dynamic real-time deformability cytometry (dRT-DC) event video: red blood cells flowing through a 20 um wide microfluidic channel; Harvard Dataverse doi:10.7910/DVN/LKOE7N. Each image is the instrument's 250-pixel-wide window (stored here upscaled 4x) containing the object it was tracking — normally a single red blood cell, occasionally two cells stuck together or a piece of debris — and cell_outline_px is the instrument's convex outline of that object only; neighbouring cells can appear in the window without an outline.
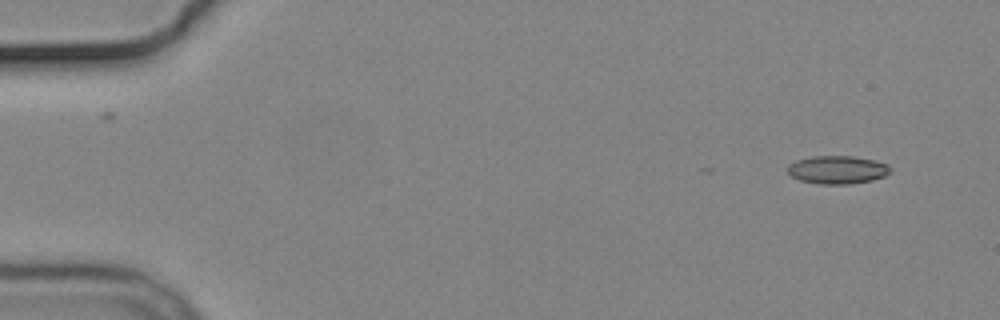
{"species": "common noctule bat (a hibernating species)", "species_latin": "Nyctalus noctula", "temperature_condition": "cold", "stored_images_in_passage": 4, "camera_frame_rate_fps": 3000, "um_per_image_px": 0.085, "animal": {"sex": "male", "body_mass_g": 19.2, "forearm_length_mm": 51.8}, "frame": {"image": 1, "passage_image": 1, "time_ms": 0.0, "image_size_px": [1000, 320], "cell_outline_px": [[892, 168], [884, 176], [872, 180], [848, 184], [820, 184], [800, 180], [792, 176], [788, 172], [788, 164], [796, 160], [812, 156], [852, 156], [872, 160], [888, 164]], "centroid_in_image_um": [71.16, 14.42], "position_along_channel_um": 13.8, "area_um2": 16.7}}
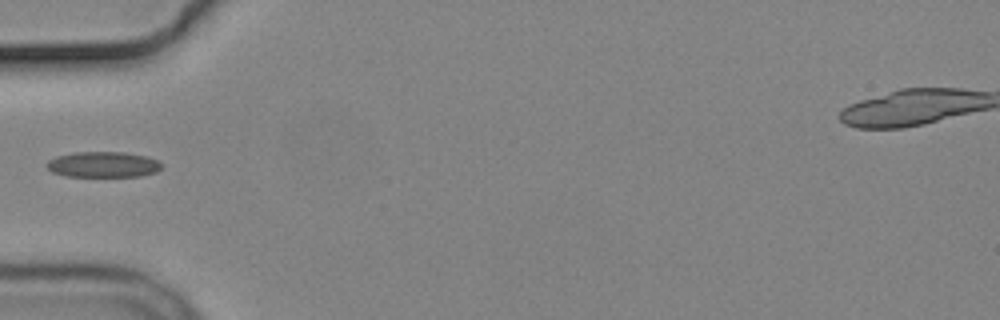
{"frame": {"image": 2, "passage_image": 4, "time_ms": 5.0, "image_size_px": [1000, 320], "cell_outline_px": [[164, 164], [156, 172], [140, 176], [64, 176], [52, 172], [44, 164], [48, 160], [56, 156], [72, 152], [124, 152], [148, 156]], "centroid_in_image_um": [8.74, 13.97], "position_along_channel_um": 76.3, "area_um2": 17.34}}